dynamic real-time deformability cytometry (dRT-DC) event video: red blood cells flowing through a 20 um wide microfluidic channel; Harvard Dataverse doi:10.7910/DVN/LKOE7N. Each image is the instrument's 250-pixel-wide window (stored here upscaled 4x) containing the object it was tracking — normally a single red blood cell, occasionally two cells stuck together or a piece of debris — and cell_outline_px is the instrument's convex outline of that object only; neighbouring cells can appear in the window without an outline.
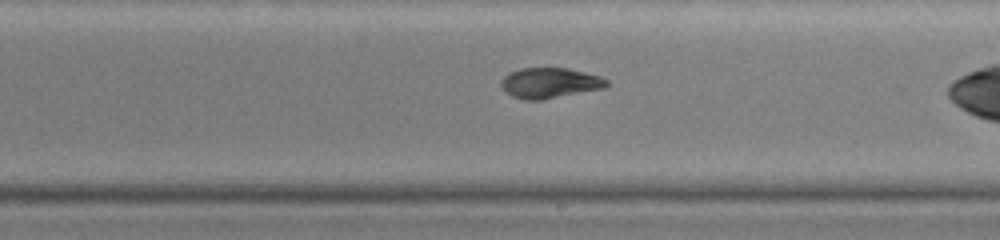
{"species": "common noctule bat (a hibernating species)", "species_latin": "Nyctalus noctula", "temperature_condition": "warm", "stored_images_in_passage": 36, "camera_frame_rate_fps": 3000, "um_per_image_px": 0.085, "animal": {"sex": "female", "body_mass_g": 19.0, "forearm_length_mm": 51.5}, "frame": {"image": 1, "passage_image": 22, "time_ms": 7.0, "image_size_px": [1000, 240], "cell_outline_px": [[608, 84], [604, 88], [540, 100], [524, 100], [512, 96], [504, 92], [500, 84], [500, 80], [508, 72], [520, 68], [568, 68], [600, 76], [608, 80]], "centroid_in_image_um": [46.68, 7.05], "position_along_channel_um": 242.3, "area_um2": 18.79}}
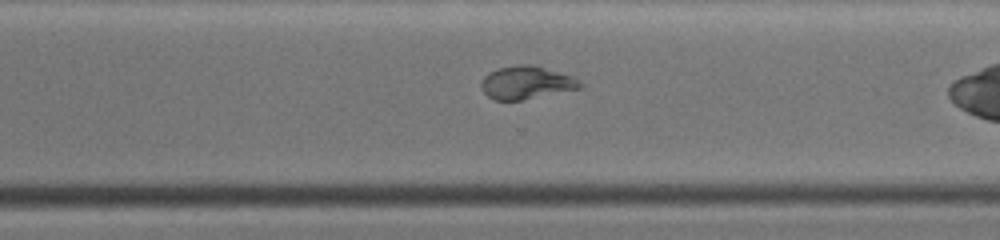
{"frame": {"image": 2, "passage_image": 30, "time_ms": 9.667, "image_size_px": [1000, 240], "cell_outline_px": [[584, 88], [520, 100], [492, 100], [480, 88], [480, 84], [484, 76], [488, 72], [500, 68], [524, 64], [536, 64], [572, 76], [584, 84]], "centroid_in_image_um": [44.76, 7.02], "position_along_channel_um": 325.8, "area_um2": 19.19}}
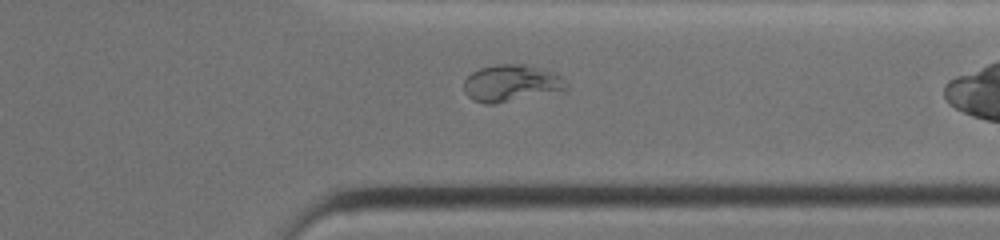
{"frame": {"image": 3, "passage_image": 34, "time_ms": 11.0, "image_size_px": [1000, 240], "cell_outline_px": [[568, 84], [564, 88], [496, 104], [484, 104], [472, 100], [464, 92], [464, 80], [472, 72], [480, 68], [496, 64], [524, 64], [556, 72]], "centroid_in_image_um": [43.37, 7.05], "position_along_channel_um": 368.0, "area_um2": 21.56}}